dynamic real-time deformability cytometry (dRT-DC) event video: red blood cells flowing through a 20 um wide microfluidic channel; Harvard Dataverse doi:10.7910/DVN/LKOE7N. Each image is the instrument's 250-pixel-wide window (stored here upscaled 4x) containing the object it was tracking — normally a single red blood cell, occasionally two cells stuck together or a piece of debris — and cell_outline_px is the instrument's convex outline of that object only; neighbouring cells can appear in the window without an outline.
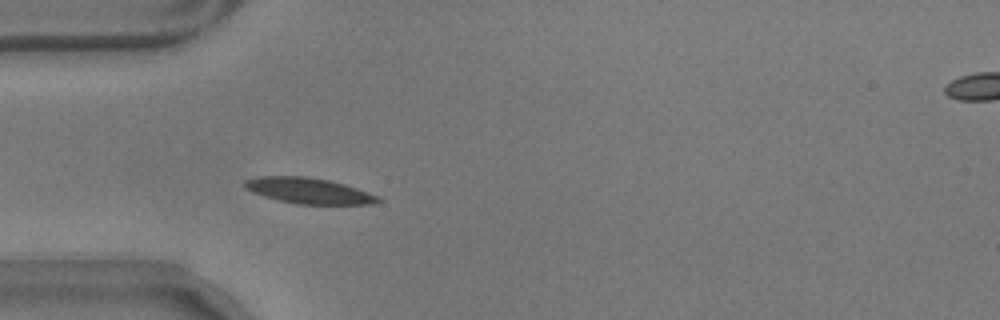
{"species": "common noctule bat (a hibernating species)", "species_latin": "Nyctalus noctula", "temperature_condition": "warm", "stored_images_in_passage": 48, "camera_frame_rate_fps": 3000, "um_per_image_px": 0.085, "animal": {"sex": "male", "body_mass_g": 17.9}, "frame": {"image": 1, "passage_image": 7, "time_ms": 2.0, "image_size_px": [1000, 320], "cell_outline_px": [[384, 200], [372, 204], [296, 204], [264, 196], [252, 192], [244, 188], [244, 180], [260, 176], [308, 176], [328, 180], [344, 184], [380, 196]], "centroid_in_image_um": [26.25, 16.21], "position_along_channel_um": 58.7, "area_um2": 20.06}}
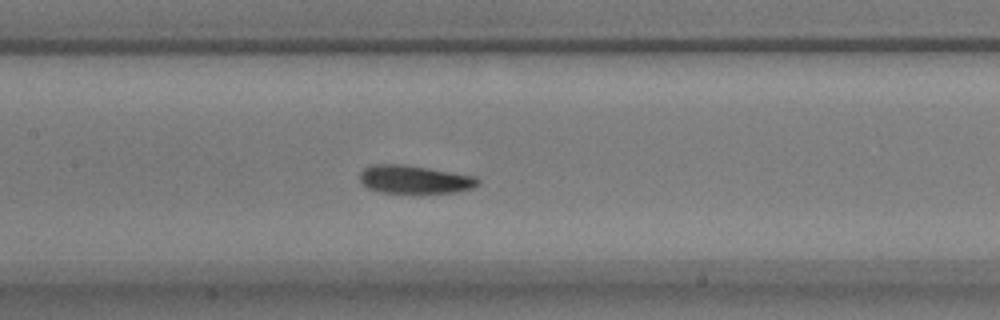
{"frame": {"image": 2, "passage_image": 17, "time_ms": 5.333, "image_size_px": [1000, 320], "cell_outline_px": [[480, 184], [472, 188], [456, 192], [420, 196], [380, 192], [368, 188], [360, 180], [360, 172], [364, 168], [372, 164], [404, 164], [476, 176], [480, 180]], "centroid_in_image_um": [35.26, 15.3], "position_along_channel_um": 172.1, "area_um2": 20.35}}
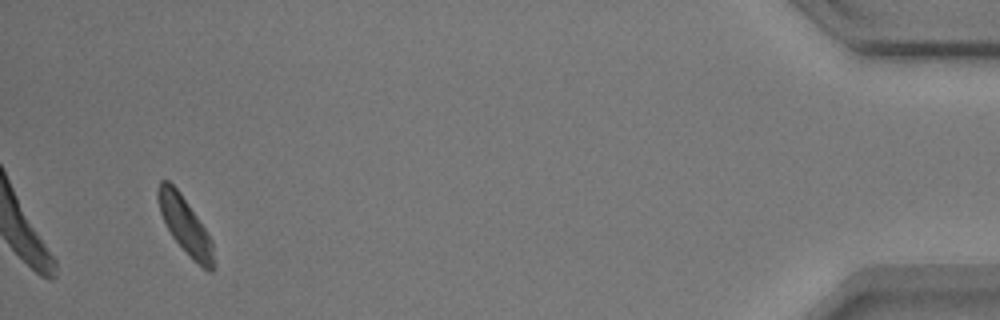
{"frame": {"image": 3, "passage_image": 45, "time_ms": 14.667, "image_size_px": [1000, 320], "cell_outline_px": [[216, 264], [212, 272], [208, 272], [192, 260], [172, 236], [160, 212], [156, 196], [156, 188], [160, 180], [168, 180], [180, 192], [212, 240]], "centroid_in_image_um": [15.75, 19.19], "position_along_channel_um": 419.5, "area_um2": 18.44}, "authors_computed_cell_mechanics": {"area_um2": 19.4497, "velocity_mm_per_s": 3.4724, "shape_relaxation_time_tau1_ms": 2.3075, "shape_relaxation_time_tau2_ms": null, "deformation_change_tau1": 0.0696, "deformation_change_tau2": null}}